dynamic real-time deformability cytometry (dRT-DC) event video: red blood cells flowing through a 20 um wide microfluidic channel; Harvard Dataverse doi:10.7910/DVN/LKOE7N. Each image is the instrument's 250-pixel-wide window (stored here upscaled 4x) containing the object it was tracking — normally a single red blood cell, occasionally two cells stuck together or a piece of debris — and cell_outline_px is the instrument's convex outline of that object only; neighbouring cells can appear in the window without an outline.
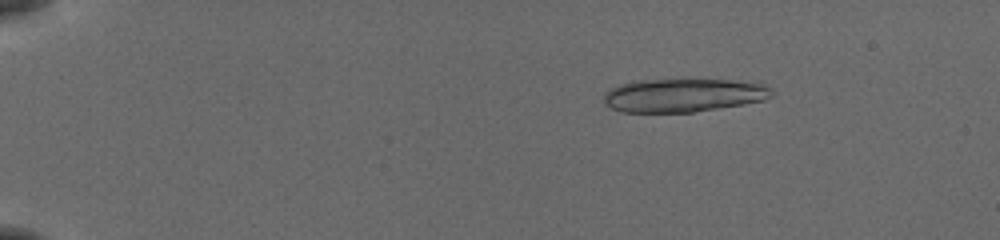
{"species": "common noctule bat (a hibernating species)", "species_latin": "Nyctalus noctula", "temperature_condition": "cold", "stored_images_in_passage": 23, "camera_frame_rate_fps": 3000, "um_per_image_px": 0.085, "animal": {"sex": "female", "body_mass_g": 19.5, "forearm_length_mm": 54.1}, "frame": {"image": 1, "passage_image": 10, "time_ms": 3.0, "image_size_px": [1000, 240], "cell_outline_px": [[772, 96], [764, 100], [744, 104], [692, 112], [624, 112], [612, 108], [604, 104], [604, 92], [608, 88], [632, 80], [680, 76], [696, 76], [764, 84], [772, 92]], "centroid_in_image_um": [58.03, 8.03], "position_along_channel_um": 27.0, "area_um2": 34.28}}